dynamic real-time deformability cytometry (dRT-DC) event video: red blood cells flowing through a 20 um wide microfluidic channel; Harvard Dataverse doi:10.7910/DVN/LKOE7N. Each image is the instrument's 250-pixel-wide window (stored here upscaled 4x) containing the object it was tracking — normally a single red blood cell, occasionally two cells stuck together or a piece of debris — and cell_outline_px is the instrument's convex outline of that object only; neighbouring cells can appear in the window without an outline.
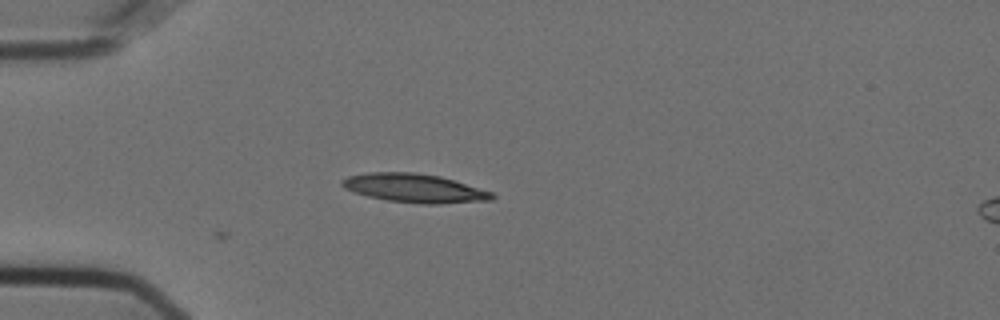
{"species": "Egyptian fruit bat (a non-hibernating species)", "species_latin": "Rousettus aegyptiacus", "temperature_condition": "cold", "stored_images_in_passage": 6, "camera_frame_rate_fps": 3000, "um_per_image_px": 0.085, "animal": {"sex": "female"}, "frame": {"image": 1, "passage_image": 1, "time_ms": 0.0, "image_size_px": [1000, 320], "cell_outline_px": [[496, 196], [492, 200], [436, 204], [424, 204], [388, 200], [368, 196], [352, 192], [344, 188], [340, 184], [340, 180], [348, 176], [368, 172], [412, 172], [440, 176], [492, 192]], "centroid_in_image_um": [35.19, 15.99], "position_along_channel_um": 49.8, "area_um2": 25.03}}
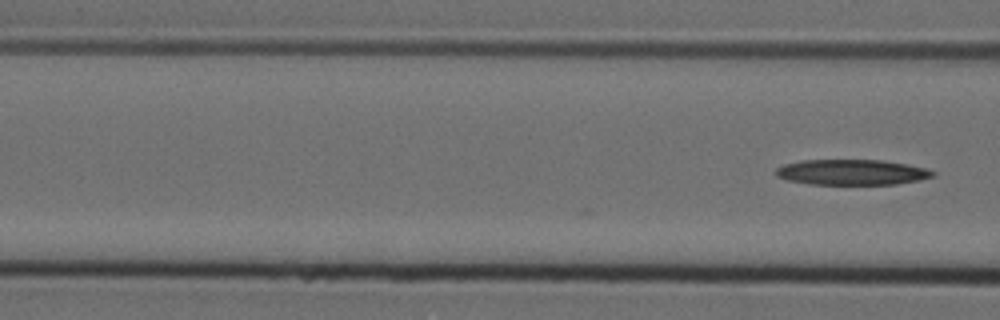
{"frame": {"image": 2, "passage_image": 6, "time_ms": 1.667, "image_size_px": [1000, 320], "cell_outline_px": [[936, 176], [920, 180], [896, 184], [808, 184], [788, 180], [776, 176], [776, 168], [784, 164], [800, 160], [880, 160], [908, 164], [924, 168], [936, 172]], "centroid_in_image_um": [72.41, 14.64], "position_along_channel_um": 94.2, "area_um2": 23.35}}